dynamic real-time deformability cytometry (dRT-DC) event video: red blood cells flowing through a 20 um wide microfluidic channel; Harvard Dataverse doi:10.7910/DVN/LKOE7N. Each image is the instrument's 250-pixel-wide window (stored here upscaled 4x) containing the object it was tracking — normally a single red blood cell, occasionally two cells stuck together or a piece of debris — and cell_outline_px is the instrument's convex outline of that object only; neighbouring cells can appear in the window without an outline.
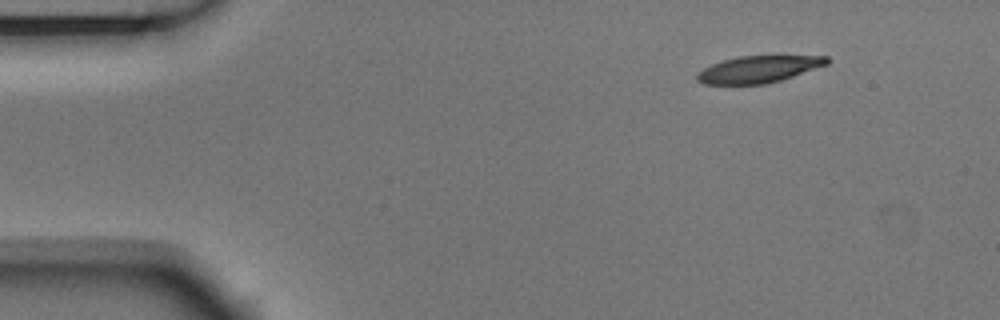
{"species": "Egyptian fruit bat (a non-hibernating species)", "species_latin": "Rousettus aegyptiacus", "temperature_condition": "room temperature", "stored_images_in_passage": 5, "camera_frame_rate_fps": 3000, "um_per_image_px": 0.085, "animal": {"sex": "male"}, "frame": {"image": 1, "passage_image": 1, "time_ms": 0.0, "image_size_px": [1000, 320], "cell_outline_px": [[828, 64], [780, 80], [764, 84], [704, 84], [696, 80], [696, 72], [712, 64], [724, 60], [740, 56], [828, 56]], "centroid_in_image_um": [64.43, 5.89], "position_along_channel_um": 20.6, "area_um2": 20.06}}
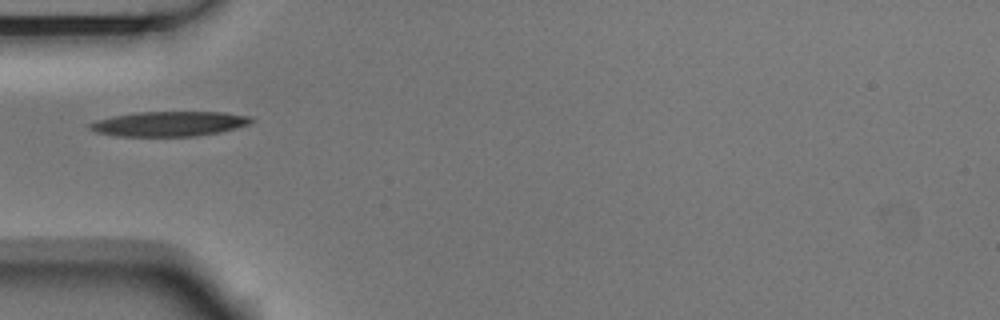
{"frame": {"image": 2, "passage_image": 4, "time_ms": 1.0, "image_size_px": [1000, 320], "cell_outline_px": [[256, 120], [248, 124], [236, 128], [220, 132], [196, 136], [116, 136], [96, 132], [88, 128], [88, 124], [96, 120], [112, 116], [140, 112], [224, 112], [252, 116]], "centroid_in_image_um": [14.41, 10.52], "position_along_channel_um": 70.6, "area_um2": 23.52}}
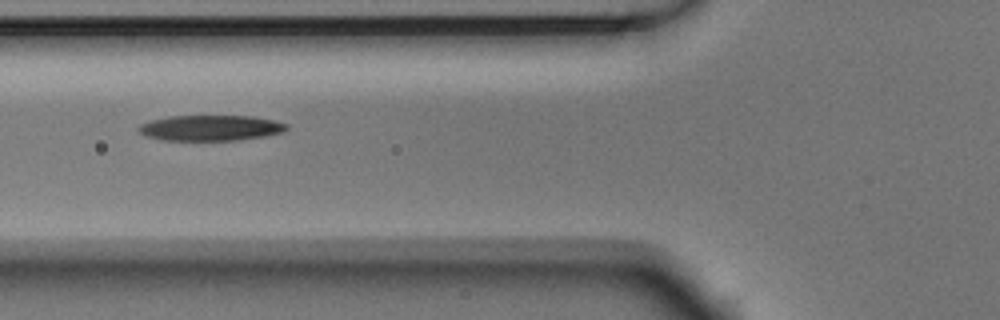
{"frame": {"image": 3, "passage_image": 5, "time_ms": 1.333, "image_size_px": [1000, 320], "cell_outline_px": [[288, 128], [284, 132], [264, 136], [240, 140], [160, 140], [144, 136], [136, 128], [140, 124], [152, 120], [168, 116], [252, 116], [272, 120], [288, 124]], "centroid_in_image_um": [17.88, 10.88], "position_along_channel_um": 107.9, "area_um2": 22.14}}